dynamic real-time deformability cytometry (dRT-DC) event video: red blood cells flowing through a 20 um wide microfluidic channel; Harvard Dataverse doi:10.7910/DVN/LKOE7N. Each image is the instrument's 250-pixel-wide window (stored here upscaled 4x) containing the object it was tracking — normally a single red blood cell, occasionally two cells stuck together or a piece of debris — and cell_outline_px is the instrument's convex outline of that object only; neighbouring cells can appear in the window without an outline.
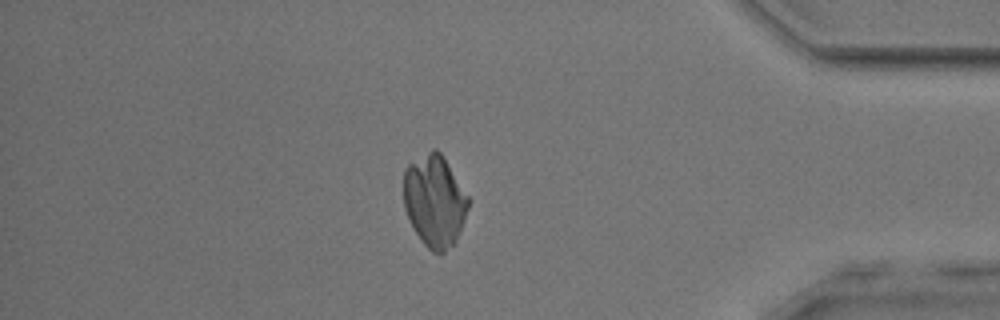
{"species": "common noctule bat (a hibernating species)", "species_latin": "Nyctalus noctula", "temperature_condition": "room temperature", "stored_images_in_passage": 53, "camera_frame_rate_fps": 3000, "um_per_image_px": 0.085, "animal": {"sex": "male", "body_mass_g": 17.9, "forearm_length_mm": 54.2}, "frame": {"image": 1, "passage_image": 46, "time_ms": 15.0, "image_size_px": [1000, 320], "cell_outline_px": [[472, 200], [460, 232], [456, 240], [444, 252], [432, 252], [420, 240], [404, 208], [404, 168], [408, 164], [432, 148], [436, 148], [440, 152]], "centroid_in_image_um": [36.96, 17.06], "position_along_channel_um": 398.2, "area_um2": 34.8}}
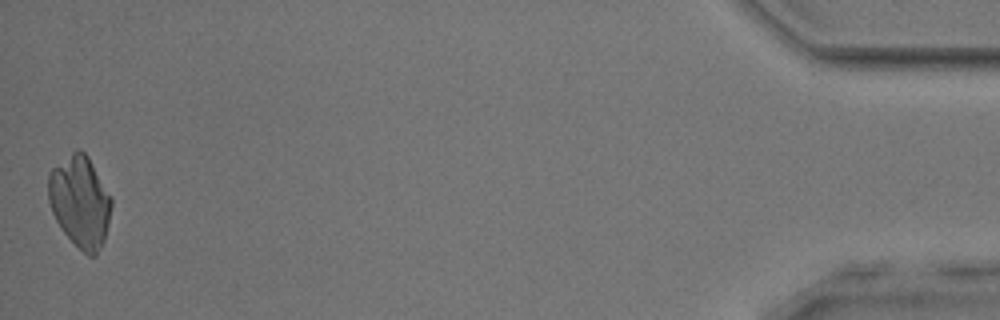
{"frame": {"image": 2, "passage_image": 53, "time_ms": 17.333, "image_size_px": [1000, 320], "cell_outline_px": [[112, 204], [108, 224], [104, 240], [96, 256], [88, 256], [60, 228], [52, 212], [48, 200], [48, 176], [52, 168], [76, 148], [80, 148], [88, 156], [112, 200]], "centroid_in_image_um": [6.79, 17.12], "position_along_channel_um": 428.4, "area_um2": 33.35}}